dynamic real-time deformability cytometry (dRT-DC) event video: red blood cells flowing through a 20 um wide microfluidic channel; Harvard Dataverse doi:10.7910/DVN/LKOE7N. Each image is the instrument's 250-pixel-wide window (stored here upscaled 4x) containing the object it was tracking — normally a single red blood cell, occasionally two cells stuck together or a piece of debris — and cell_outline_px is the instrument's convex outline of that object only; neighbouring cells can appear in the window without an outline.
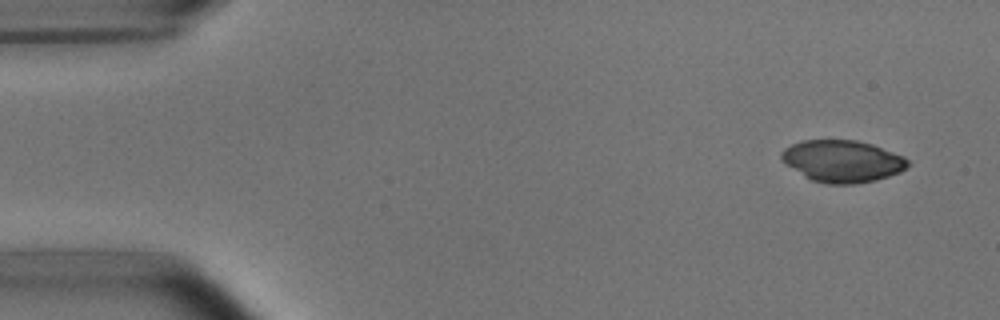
{"species": "common noctule bat (a hibernating species)", "species_latin": "Nyctalus noctula", "temperature_condition": "room temperature", "stored_images_in_passage": 49, "camera_frame_rate_fps": 3000, "um_per_image_px": 0.085, "animal": {"sex": "male", "body_mass_g": 15.6}, "frame": {"image": 1, "passage_image": 1, "time_ms": 0.0, "image_size_px": [1000, 320], "cell_outline_px": [[908, 164], [900, 172], [876, 180], [856, 184], [828, 184], [812, 180], [804, 176], [780, 160], [780, 152], [784, 148], [792, 144], [804, 140], [856, 140], [872, 144], [904, 156], [908, 160]], "centroid_in_image_um": [71.58, 13.7], "position_along_channel_um": 13.4, "area_um2": 30.87}}
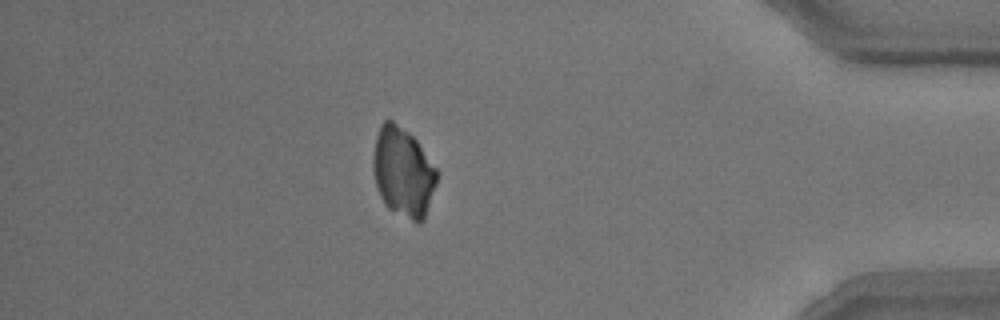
{"frame": {"image": 2, "passage_image": 43, "time_ms": 14.0, "image_size_px": [1000, 320], "cell_outline_px": [[440, 172], [424, 220], [420, 224], [388, 208], [384, 204], [380, 196], [372, 172], [372, 156], [376, 136], [380, 124], [384, 120], [392, 120], [408, 132], [416, 140]], "centroid_in_image_um": [34.26, 14.62], "position_along_channel_um": 400.9, "area_um2": 33.47}}